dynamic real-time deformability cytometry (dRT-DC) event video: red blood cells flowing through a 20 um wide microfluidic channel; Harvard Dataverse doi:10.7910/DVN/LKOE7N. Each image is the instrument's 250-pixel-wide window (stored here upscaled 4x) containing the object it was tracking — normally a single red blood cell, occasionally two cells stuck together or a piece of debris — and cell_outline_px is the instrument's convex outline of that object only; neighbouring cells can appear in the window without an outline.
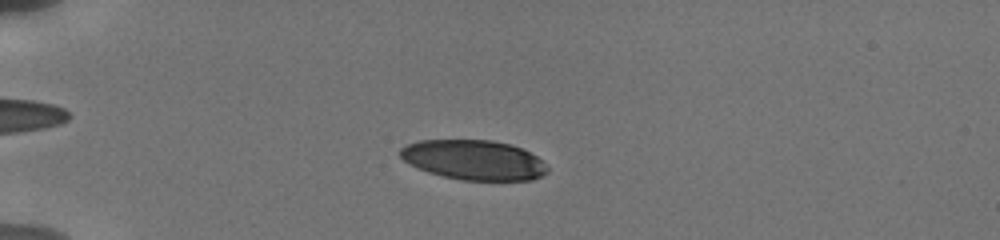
{"species": "human", "species_latin": "Homo sapiens", "temperature_condition": "cold", "stored_images_in_passage": 41, "camera_frame_rate_fps": 3000, "um_per_image_px": 0.085, "donor": {"sex": "male"}, "frame": {"image": 1, "passage_image": 11, "time_ms": 4.0, "image_size_px": [1000, 240], "cell_outline_px": [[548, 172], [532, 180], [460, 180], [428, 172], [408, 164], [396, 152], [400, 148], [408, 144], [420, 140], [492, 140], [508, 144], [520, 148], [544, 160], [548, 164]], "centroid_in_image_um": [40.26, 13.6], "position_along_channel_um": 44.7, "area_um2": 34.28}}
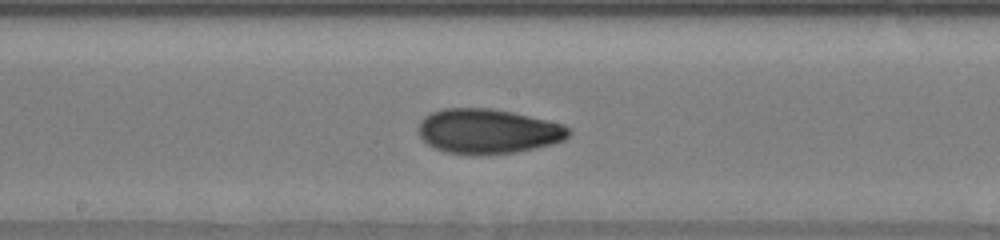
{"frame": {"image": 2, "passage_image": 23, "time_ms": 9.333, "image_size_px": [1000, 240], "cell_outline_px": [[572, 132], [564, 140], [552, 144], [516, 152], [476, 156], [444, 152], [428, 144], [420, 136], [416, 128], [420, 120], [424, 116], [432, 112], [444, 108], [492, 108], [512, 112], [548, 120], [564, 124], [572, 128]], "centroid_in_image_um": [41.48, 11.16], "position_along_channel_um": 206.7, "area_um2": 39.77}}
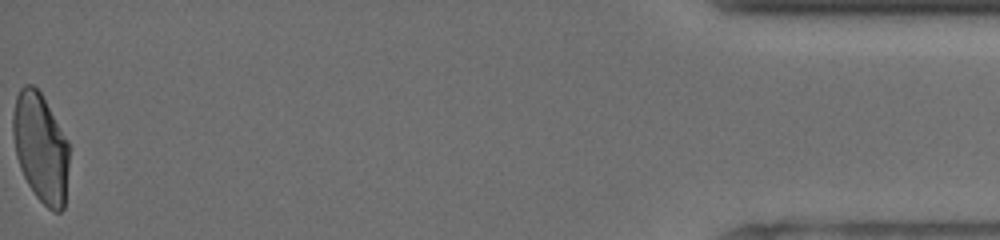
{"frame": {"image": 3, "passage_image": 41, "time_ms": 17.333, "image_size_px": [1000, 240], "cell_outline_px": [[68, 164], [64, 208], [60, 212], [52, 212], [36, 196], [28, 184], [20, 168], [16, 156], [12, 132], [12, 112], [16, 96], [20, 88], [24, 84], [32, 84], [40, 92], [68, 140]], "centroid_in_image_um": [3.43, 12.54], "position_along_channel_um": 431.8, "area_um2": 35.72}, "authors_computed_cell_mechanics": {"area_um2": 36.2406, "velocity_mm_per_s": 3.8245, "shape_relaxation_time_tau1_ms": 7.8639, "shape_relaxation_time_tau2_ms": 1.8804, "deformation_change_tau1": 0.2081, "deformation_change_tau2": 0.0683}}